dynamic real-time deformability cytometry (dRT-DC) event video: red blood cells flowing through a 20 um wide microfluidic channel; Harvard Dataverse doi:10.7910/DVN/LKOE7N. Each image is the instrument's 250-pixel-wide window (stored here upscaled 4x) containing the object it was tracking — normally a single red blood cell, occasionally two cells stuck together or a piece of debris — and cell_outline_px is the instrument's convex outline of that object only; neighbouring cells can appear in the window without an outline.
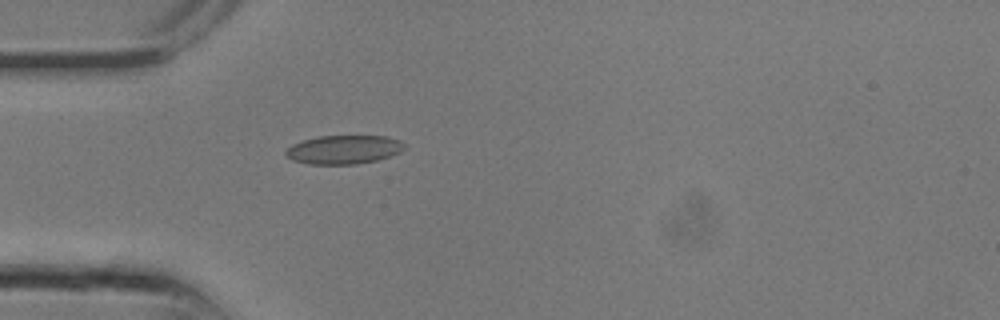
{"species": "common noctule bat (a hibernating species)", "species_latin": "Nyctalus noctula", "temperature_condition": "room temperature", "stored_images_in_passage": 13, "camera_frame_rate_fps": 3000, "um_per_image_px": 0.085, "animal": {"sex": "male", "body_mass_g": 13.3}, "frame": {"image": 1, "passage_image": 8, "time_ms": 2.333, "image_size_px": [1000, 320], "cell_outline_px": [[408, 144], [400, 152], [376, 160], [356, 164], [308, 164], [292, 160], [284, 156], [284, 152], [292, 144], [316, 136], [388, 136], [400, 140]], "centroid_in_image_um": [29.21, 12.71], "position_along_channel_um": 55.8, "area_um2": 20.0}}
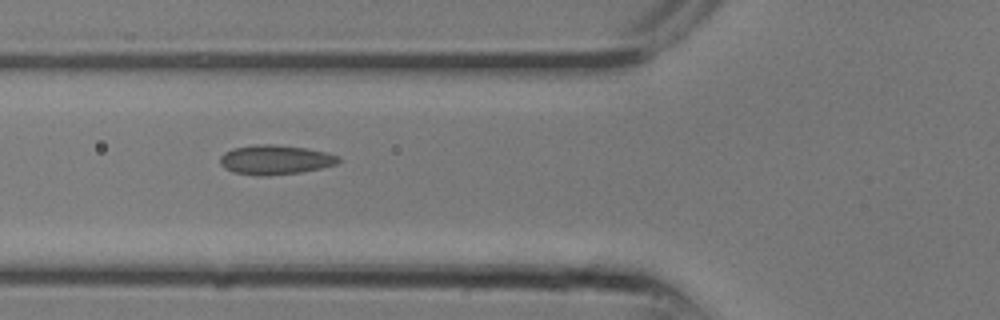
{"frame": {"image": 2, "passage_image": 10, "time_ms": 3.0, "image_size_px": [1000, 320], "cell_outline_px": [[340, 160], [336, 164], [320, 168], [300, 172], [264, 176], [260, 176], [232, 172], [224, 168], [220, 164], [220, 156], [224, 152], [232, 148], [256, 144], [276, 144], [308, 148], [328, 152], [340, 156]], "centroid_in_image_um": [23.39, 13.56], "position_along_channel_um": 102.4, "area_um2": 20.58}}
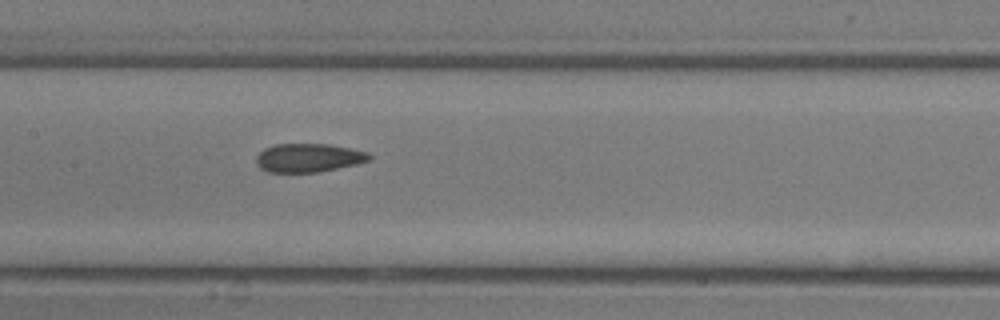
{"frame": {"image": 3, "passage_image": 13, "time_ms": 4.0, "image_size_px": [1000, 320], "cell_outline_px": [[372, 160], [356, 164], [316, 172], [268, 172], [260, 168], [256, 164], [256, 156], [264, 148], [276, 144], [328, 144], [368, 152], [372, 156]], "centroid_in_image_um": [26.21, 13.41], "position_along_channel_um": 181.2, "area_um2": 18.79}}